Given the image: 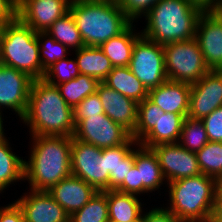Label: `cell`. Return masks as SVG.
Masks as SVG:
<instances>
[{"instance_id": "cell-1", "label": "cell", "mask_w": 222, "mask_h": 222, "mask_svg": "<svg viewBox=\"0 0 222 222\" xmlns=\"http://www.w3.org/2000/svg\"><path fill=\"white\" fill-rule=\"evenodd\" d=\"M30 135L69 136L75 132L73 108L61 96L56 85L43 78L33 80L28 106L21 119Z\"/></svg>"}, {"instance_id": "cell-2", "label": "cell", "mask_w": 222, "mask_h": 222, "mask_svg": "<svg viewBox=\"0 0 222 222\" xmlns=\"http://www.w3.org/2000/svg\"><path fill=\"white\" fill-rule=\"evenodd\" d=\"M32 138L31 154L24 159V180L30 190L48 191L71 175V145L69 136H42Z\"/></svg>"}, {"instance_id": "cell-3", "label": "cell", "mask_w": 222, "mask_h": 222, "mask_svg": "<svg viewBox=\"0 0 222 222\" xmlns=\"http://www.w3.org/2000/svg\"><path fill=\"white\" fill-rule=\"evenodd\" d=\"M204 11L188 0H158L143 16L141 35L160 45L195 38L199 17Z\"/></svg>"}, {"instance_id": "cell-4", "label": "cell", "mask_w": 222, "mask_h": 222, "mask_svg": "<svg viewBox=\"0 0 222 222\" xmlns=\"http://www.w3.org/2000/svg\"><path fill=\"white\" fill-rule=\"evenodd\" d=\"M69 12L85 46L99 47L133 22L117 2L111 1L72 0Z\"/></svg>"}, {"instance_id": "cell-5", "label": "cell", "mask_w": 222, "mask_h": 222, "mask_svg": "<svg viewBox=\"0 0 222 222\" xmlns=\"http://www.w3.org/2000/svg\"><path fill=\"white\" fill-rule=\"evenodd\" d=\"M169 185V186H168ZM169 207L181 222L215 220V179L204 174L167 183Z\"/></svg>"}, {"instance_id": "cell-6", "label": "cell", "mask_w": 222, "mask_h": 222, "mask_svg": "<svg viewBox=\"0 0 222 222\" xmlns=\"http://www.w3.org/2000/svg\"><path fill=\"white\" fill-rule=\"evenodd\" d=\"M0 64L41 79L45 70L40 60L37 32L18 17L2 26L0 34Z\"/></svg>"}, {"instance_id": "cell-7", "label": "cell", "mask_w": 222, "mask_h": 222, "mask_svg": "<svg viewBox=\"0 0 222 222\" xmlns=\"http://www.w3.org/2000/svg\"><path fill=\"white\" fill-rule=\"evenodd\" d=\"M163 49L165 70L171 81L192 84L210 71L195 38L166 44Z\"/></svg>"}, {"instance_id": "cell-8", "label": "cell", "mask_w": 222, "mask_h": 222, "mask_svg": "<svg viewBox=\"0 0 222 222\" xmlns=\"http://www.w3.org/2000/svg\"><path fill=\"white\" fill-rule=\"evenodd\" d=\"M129 68L147 90L163 84L168 79L163 45L141 36L134 44Z\"/></svg>"}, {"instance_id": "cell-9", "label": "cell", "mask_w": 222, "mask_h": 222, "mask_svg": "<svg viewBox=\"0 0 222 222\" xmlns=\"http://www.w3.org/2000/svg\"><path fill=\"white\" fill-rule=\"evenodd\" d=\"M71 175L83 179L97 192L109 190L110 174L105 173L103 149L72 138Z\"/></svg>"}, {"instance_id": "cell-10", "label": "cell", "mask_w": 222, "mask_h": 222, "mask_svg": "<svg viewBox=\"0 0 222 222\" xmlns=\"http://www.w3.org/2000/svg\"><path fill=\"white\" fill-rule=\"evenodd\" d=\"M74 138L97 148H110L126 143L132 136L122 125L105 113L81 119L75 125Z\"/></svg>"}, {"instance_id": "cell-11", "label": "cell", "mask_w": 222, "mask_h": 222, "mask_svg": "<svg viewBox=\"0 0 222 222\" xmlns=\"http://www.w3.org/2000/svg\"><path fill=\"white\" fill-rule=\"evenodd\" d=\"M151 149L168 183L201 174L196 153L186 150L179 143L158 144Z\"/></svg>"}, {"instance_id": "cell-12", "label": "cell", "mask_w": 222, "mask_h": 222, "mask_svg": "<svg viewBox=\"0 0 222 222\" xmlns=\"http://www.w3.org/2000/svg\"><path fill=\"white\" fill-rule=\"evenodd\" d=\"M72 0H16L17 17L35 32H46L69 12Z\"/></svg>"}, {"instance_id": "cell-13", "label": "cell", "mask_w": 222, "mask_h": 222, "mask_svg": "<svg viewBox=\"0 0 222 222\" xmlns=\"http://www.w3.org/2000/svg\"><path fill=\"white\" fill-rule=\"evenodd\" d=\"M33 80L24 72L0 64V111L1 108H11L22 119Z\"/></svg>"}, {"instance_id": "cell-14", "label": "cell", "mask_w": 222, "mask_h": 222, "mask_svg": "<svg viewBox=\"0 0 222 222\" xmlns=\"http://www.w3.org/2000/svg\"><path fill=\"white\" fill-rule=\"evenodd\" d=\"M222 106V70H210L191 84L188 117L202 119Z\"/></svg>"}, {"instance_id": "cell-15", "label": "cell", "mask_w": 222, "mask_h": 222, "mask_svg": "<svg viewBox=\"0 0 222 222\" xmlns=\"http://www.w3.org/2000/svg\"><path fill=\"white\" fill-rule=\"evenodd\" d=\"M195 39L209 70H222V23L211 11L199 17Z\"/></svg>"}, {"instance_id": "cell-16", "label": "cell", "mask_w": 222, "mask_h": 222, "mask_svg": "<svg viewBox=\"0 0 222 222\" xmlns=\"http://www.w3.org/2000/svg\"><path fill=\"white\" fill-rule=\"evenodd\" d=\"M16 202L23 211L25 222H69L70 216L47 191L31 190Z\"/></svg>"}, {"instance_id": "cell-17", "label": "cell", "mask_w": 222, "mask_h": 222, "mask_svg": "<svg viewBox=\"0 0 222 222\" xmlns=\"http://www.w3.org/2000/svg\"><path fill=\"white\" fill-rule=\"evenodd\" d=\"M97 93L102 102L104 113L132 134L137 123L138 103L103 82L98 84Z\"/></svg>"}, {"instance_id": "cell-18", "label": "cell", "mask_w": 222, "mask_h": 222, "mask_svg": "<svg viewBox=\"0 0 222 222\" xmlns=\"http://www.w3.org/2000/svg\"><path fill=\"white\" fill-rule=\"evenodd\" d=\"M71 216L83 208L97 191L83 179L70 175L47 191Z\"/></svg>"}, {"instance_id": "cell-19", "label": "cell", "mask_w": 222, "mask_h": 222, "mask_svg": "<svg viewBox=\"0 0 222 222\" xmlns=\"http://www.w3.org/2000/svg\"><path fill=\"white\" fill-rule=\"evenodd\" d=\"M191 84L167 79L148 90V99L165 113L188 114Z\"/></svg>"}, {"instance_id": "cell-20", "label": "cell", "mask_w": 222, "mask_h": 222, "mask_svg": "<svg viewBox=\"0 0 222 222\" xmlns=\"http://www.w3.org/2000/svg\"><path fill=\"white\" fill-rule=\"evenodd\" d=\"M139 143L132 137L124 144L103 149L105 173L110 174L109 190H116L134 165V148ZM133 148V149H132Z\"/></svg>"}, {"instance_id": "cell-21", "label": "cell", "mask_w": 222, "mask_h": 222, "mask_svg": "<svg viewBox=\"0 0 222 222\" xmlns=\"http://www.w3.org/2000/svg\"><path fill=\"white\" fill-rule=\"evenodd\" d=\"M187 115L165 113L160 109L155 126L138 143L147 148H152L158 144L178 143L182 123Z\"/></svg>"}, {"instance_id": "cell-22", "label": "cell", "mask_w": 222, "mask_h": 222, "mask_svg": "<svg viewBox=\"0 0 222 222\" xmlns=\"http://www.w3.org/2000/svg\"><path fill=\"white\" fill-rule=\"evenodd\" d=\"M136 147L138 149H136ZM136 149V150H135ZM134 149V166L139 170L140 194L156 191L166 180L157 156L151 148L138 144Z\"/></svg>"}, {"instance_id": "cell-23", "label": "cell", "mask_w": 222, "mask_h": 222, "mask_svg": "<svg viewBox=\"0 0 222 222\" xmlns=\"http://www.w3.org/2000/svg\"><path fill=\"white\" fill-rule=\"evenodd\" d=\"M138 196L107 190L109 222H139L143 207Z\"/></svg>"}, {"instance_id": "cell-24", "label": "cell", "mask_w": 222, "mask_h": 222, "mask_svg": "<svg viewBox=\"0 0 222 222\" xmlns=\"http://www.w3.org/2000/svg\"><path fill=\"white\" fill-rule=\"evenodd\" d=\"M133 22L119 35L102 43L99 48L113 67L129 66L135 42L142 36L134 32Z\"/></svg>"}, {"instance_id": "cell-25", "label": "cell", "mask_w": 222, "mask_h": 222, "mask_svg": "<svg viewBox=\"0 0 222 222\" xmlns=\"http://www.w3.org/2000/svg\"><path fill=\"white\" fill-rule=\"evenodd\" d=\"M103 83L137 103L148 98V90L129 66L113 67Z\"/></svg>"}, {"instance_id": "cell-26", "label": "cell", "mask_w": 222, "mask_h": 222, "mask_svg": "<svg viewBox=\"0 0 222 222\" xmlns=\"http://www.w3.org/2000/svg\"><path fill=\"white\" fill-rule=\"evenodd\" d=\"M80 74L96 78L103 82L112 71L113 65L99 47L84 46L75 51Z\"/></svg>"}, {"instance_id": "cell-27", "label": "cell", "mask_w": 222, "mask_h": 222, "mask_svg": "<svg viewBox=\"0 0 222 222\" xmlns=\"http://www.w3.org/2000/svg\"><path fill=\"white\" fill-rule=\"evenodd\" d=\"M19 180H24V160L12 152L5 138L0 141V193Z\"/></svg>"}, {"instance_id": "cell-28", "label": "cell", "mask_w": 222, "mask_h": 222, "mask_svg": "<svg viewBox=\"0 0 222 222\" xmlns=\"http://www.w3.org/2000/svg\"><path fill=\"white\" fill-rule=\"evenodd\" d=\"M99 83L96 78L79 74L76 78L56 86L66 103L74 109L84 98L97 92Z\"/></svg>"}, {"instance_id": "cell-29", "label": "cell", "mask_w": 222, "mask_h": 222, "mask_svg": "<svg viewBox=\"0 0 222 222\" xmlns=\"http://www.w3.org/2000/svg\"><path fill=\"white\" fill-rule=\"evenodd\" d=\"M46 32L57 42L67 46L69 50L73 47L76 51L85 46L75 20L70 12L57 19Z\"/></svg>"}, {"instance_id": "cell-30", "label": "cell", "mask_w": 222, "mask_h": 222, "mask_svg": "<svg viewBox=\"0 0 222 222\" xmlns=\"http://www.w3.org/2000/svg\"><path fill=\"white\" fill-rule=\"evenodd\" d=\"M69 222H109L107 191L97 192L83 208L69 217Z\"/></svg>"}, {"instance_id": "cell-31", "label": "cell", "mask_w": 222, "mask_h": 222, "mask_svg": "<svg viewBox=\"0 0 222 222\" xmlns=\"http://www.w3.org/2000/svg\"><path fill=\"white\" fill-rule=\"evenodd\" d=\"M209 142L205 126L201 119L186 116L178 143L186 150L198 152Z\"/></svg>"}, {"instance_id": "cell-32", "label": "cell", "mask_w": 222, "mask_h": 222, "mask_svg": "<svg viewBox=\"0 0 222 222\" xmlns=\"http://www.w3.org/2000/svg\"><path fill=\"white\" fill-rule=\"evenodd\" d=\"M196 156L202 174L214 179L222 176V142L209 141Z\"/></svg>"}, {"instance_id": "cell-33", "label": "cell", "mask_w": 222, "mask_h": 222, "mask_svg": "<svg viewBox=\"0 0 222 222\" xmlns=\"http://www.w3.org/2000/svg\"><path fill=\"white\" fill-rule=\"evenodd\" d=\"M37 41L40 49L41 65L44 70L57 61L66 58L68 47L57 42L47 32H37Z\"/></svg>"}, {"instance_id": "cell-34", "label": "cell", "mask_w": 222, "mask_h": 222, "mask_svg": "<svg viewBox=\"0 0 222 222\" xmlns=\"http://www.w3.org/2000/svg\"><path fill=\"white\" fill-rule=\"evenodd\" d=\"M160 108L148 98L138 103L137 123L132 138L139 142L156 124Z\"/></svg>"}, {"instance_id": "cell-35", "label": "cell", "mask_w": 222, "mask_h": 222, "mask_svg": "<svg viewBox=\"0 0 222 222\" xmlns=\"http://www.w3.org/2000/svg\"><path fill=\"white\" fill-rule=\"evenodd\" d=\"M79 74L76 59L66 57L48 67L43 79L50 84L58 85L76 78Z\"/></svg>"}, {"instance_id": "cell-36", "label": "cell", "mask_w": 222, "mask_h": 222, "mask_svg": "<svg viewBox=\"0 0 222 222\" xmlns=\"http://www.w3.org/2000/svg\"><path fill=\"white\" fill-rule=\"evenodd\" d=\"M74 123L75 125L81 119H87L90 116L104 114L102 102L98 93L89 95L84 98L74 109Z\"/></svg>"}, {"instance_id": "cell-37", "label": "cell", "mask_w": 222, "mask_h": 222, "mask_svg": "<svg viewBox=\"0 0 222 222\" xmlns=\"http://www.w3.org/2000/svg\"><path fill=\"white\" fill-rule=\"evenodd\" d=\"M158 0H117V4L134 22L144 16Z\"/></svg>"}, {"instance_id": "cell-38", "label": "cell", "mask_w": 222, "mask_h": 222, "mask_svg": "<svg viewBox=\"0 0 222 222\" xmlns=\"http://www.w3.org/2000/svg\"><path fill=\"white\" fill-rule=\"evenodd\" d=\"M201 120L205 126L208 140L222 142V106L216 108Z\"/></svg>"}, {"instance_id": "cell-39", "label": "cell", "mask_w": 222, "mask_h": 222, "mask_svg": "<svg viewBox=\"0 0 222 222\" xmlns=\"http://www.w3.org/2000/svg\"><path fill=\"white\" fill-rule=\"evenodd\" d=\"M139 222H181L172 212L166 208H152L145 214L142 213Z\"/></svg>"}, {"instance_id": "cell-40", "label": "cell", "mask_w": 222, "mask_h": 222, "mask_svg": "<svg viewBox=\"0 0 222 222\" xmlns=\"http://www.w3.org/2000/svg\"><path fill=\"white\" fill-rule=\"evenodd\" d=\"M121 193H128L134 195H140V176L139 170L133 165L130 172L127 174V178L124 182L116 189Z\"/></svg>"}, {"instance_id": "cell-41", "label": "cell", "mask_w": 222, "mask_h": 222, "mask_svg": "<svg viewBox=\"0 0 222 222\" xmlns=\"http://www.w3.org/2000/svg\"><path fill=\"white\" fill-rule=\"evenodd\" d=\"M0 222H25L23 211L16 200L8 206L0 207Z\"/></svg>"}, {"instance_id": "cell-42", "label": "cell", "mask_w": 222, "mask_h": 222, "mask_svg": "<svg viewBox=\"0 0 222 222\" xmlns=\"http://www.w3.org/2000/svg\"><path fill=\"white\" fill-rule=\"evenodd\" d=\"M17 17L16 0H0V24L13 21Z\"/></svg>"}, {"instance_id": "cell-43", "label": "cell", "mask_w": 222, "mask_h": 222, "mask_svg": "<svg viewBox=\"0 0 222 222\" xmlns=\"http://www.w3.org/2000/svg\"><path fill=\"white\" fill-rule=\"evenodd\" d=\"M222 211V176L215 179V217Z\"/></svg>"}, {"instance_id": "cell-44", "label": "cell", "mask_w": 222, "mask_h": 222, "mask_svg": "<svg viewBox=\"0 0 222 222\" xmlns=\"http://www.w3.org/2000/svg\"><path fill=\"white\" fill-rule=\"evenodd\" d=\"M195 6L200 7L203 11H211L214 9L222 0H188Z\"/></svg>"}, {"instance_id": "cell-45", "label": "cell", "mask_w": 222, "mask_h": 222, "mask_svg": "<svg viewBox=\"0 0 222 222\" xmlns=\"http://www.w3.org/2000/svg\"><path fill=\"white\" fill-rule=\"evenodd\" d=\"M211 12L221 21L222 23V1L211 10Z\"/></svg>"}, {"instance_id": "cell-46", "label": "cell", "mask_w": 222, "mask_h": 222, "mask_svg": "<svg viewBox=\"0 0 222 222\" xmlns=\"http://www.w3.org/2000/svg\"><path fill=\"white\" fill-rule=\"evenodd\" d=\"M2 111H0V141L1 140H3V139H5L6 137H5V133H4V130L5 129H3L4 127H3V117H2V113H1Z\"/></svg>"}, {"instance_id": "cell-47", "label": "cell", "mask_w": 222, "mask_h": 222, "mask_svg": "<svg viewBox=\"0 0 222 222\" xmlns=\"http://www.w3.org/2000/svg\"><path fill=\"white\" fill-rule=\"evenodd\" d=\"M214 222H222V211L215 217Z\"/></svg>"}, {"instance_id": "cell-48", "label": "cell", "mask_w": 222, "mask_h": 222, "mask_svg": "<svg viewBox=\"0 0 222 222\" xmlns=\"http://www.w3.org/2000/svg\"><path fill=\"white\" fill-rule=\"evenodd\" d=\"M86 1H111V2H116L117 0H86Z\"/></svg>"}, {"instance_id": "cell-49", "label": "cell", "mask_w": 222, "mask_h": 222, "mask_svg": "<svg viewBox=\"0 0 222 222\" xmlns=\"http://www.w3.org/2000/svg\"><path fill=\"white\" fill-rule=\"evenodd\" d=\"M2 26H3V25H2V24H0V34H1V29H2Z\"/></svg>"}]
</instances>
